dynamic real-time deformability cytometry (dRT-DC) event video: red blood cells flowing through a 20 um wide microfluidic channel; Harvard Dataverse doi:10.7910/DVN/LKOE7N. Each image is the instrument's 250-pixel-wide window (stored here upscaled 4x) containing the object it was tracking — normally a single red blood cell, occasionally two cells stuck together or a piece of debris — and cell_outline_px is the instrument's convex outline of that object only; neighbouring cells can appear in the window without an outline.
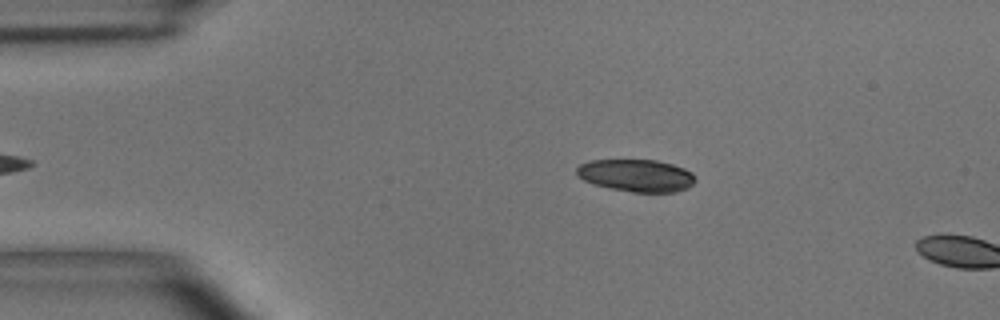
{"species": "common noctule bat (a hibernating species)", "species_latin": "Nyctalus noctula", "temperature_condition": "room temperature", "stored_images_in_passage": 6, "camera_frame_rate_fps": 3000, "um_per_image_px": 0.085, "animal": {"sex": "male", "body_mass_g": 15.6}, "frame": {"image": 1, "passage_image": 4, "time_ms": 1.0, "image_size_px": [1000, 320], "cell_outline_px": [[696, 180], [688, 188], [676, 192], [632, 192], [608, 188], [592, 184], [576, 176], [576, 168], [580, 164], [588, 160], [656, 160], [672, 164], [684, 168], [692, 172], [696, 176]], "centroid_in_image_um": [54.08, 14.92], "position_along_channel_um": 30.9, "area_um2": 22.66}}